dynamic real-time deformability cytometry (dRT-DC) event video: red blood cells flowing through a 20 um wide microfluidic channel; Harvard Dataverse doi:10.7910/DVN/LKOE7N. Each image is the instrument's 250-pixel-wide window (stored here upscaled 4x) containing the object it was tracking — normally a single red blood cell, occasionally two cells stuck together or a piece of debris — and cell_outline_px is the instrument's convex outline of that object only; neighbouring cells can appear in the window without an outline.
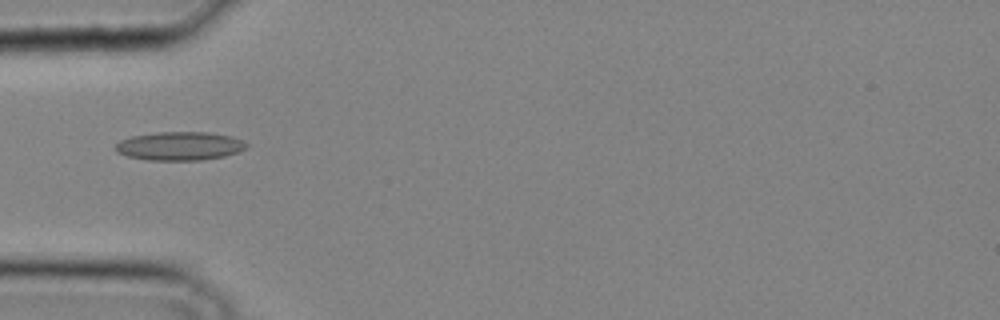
{"species": "common noctule bat (a hibernating species)", "species_latin": "Nyctalus noctula", "temperature_condition": "cold", "stored_images_in_passage": 23, "camera_frame_rate_fps": 3000, "um_per_image_px": 0.085, "animal": {"sex": "male", "body_mass_g": 20.4}, "frame": {"image": 1, "passage_image": 1, "time_ms": 0.0, "image_size_px": [1000, 320], "cell_outline_px": [[248, 144], [244, 148], [236, 152], [224, 156], [200, 160], [148, 160], [128, 156], [116, 152], [116, 144], [120, 140], [132, 136], [156, 132], [208, 132], [232, 136], [244, 140]], "centroid_in_image_um": [15.27, 12.4], "position_along_channel_um": 69.7, "area_um2": 21.73}}
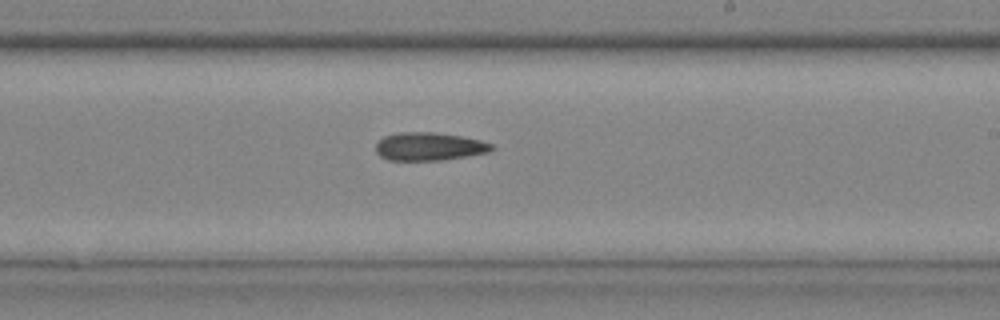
{"frame": {"image": 2, "passage_image": 11, "time_ms": 3.333, "image_size_px": [1000, 320], "cell_outline_px": [[496, 148], [488, 152], [468, 156], [444, 160], [388, 160], [380, 156], [376, 152], [376, 144], [384, 136], [400, 132], [436, 132], [460, 136], [480, 140], [492, 144]], "centroid_in_image_um": [36.49, 12.45], "position_along_channel_um": 252.5, "area_um2": 19.02}}
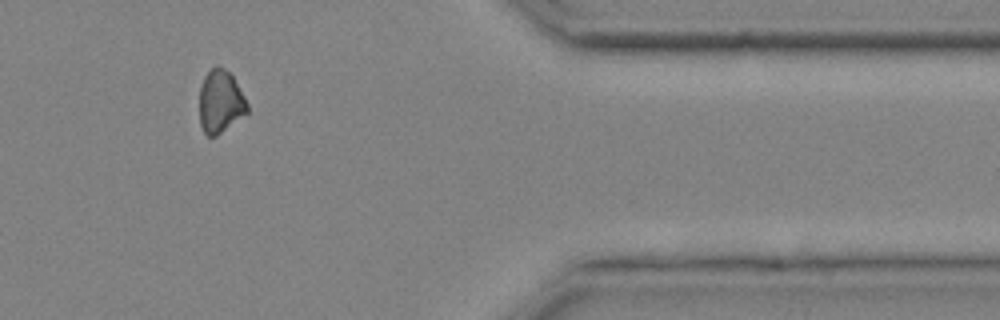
{"frame": {"image": 3, "passage_image": 20, "time_ms": 6.333, "image_size_px": [1000, 320], "cell_outline_px": [[248, 112], [216, 136], [208, 136], [204, 132], [200, 124], [200, 88], [204, 76], [216, 64], [224, 68], [232, 76], [244, 96], [248, 104]], "centroid_in_image_um": [18.73, 8.63], "position_along_channel_um": 392.7, "area_um2": 17.34}}